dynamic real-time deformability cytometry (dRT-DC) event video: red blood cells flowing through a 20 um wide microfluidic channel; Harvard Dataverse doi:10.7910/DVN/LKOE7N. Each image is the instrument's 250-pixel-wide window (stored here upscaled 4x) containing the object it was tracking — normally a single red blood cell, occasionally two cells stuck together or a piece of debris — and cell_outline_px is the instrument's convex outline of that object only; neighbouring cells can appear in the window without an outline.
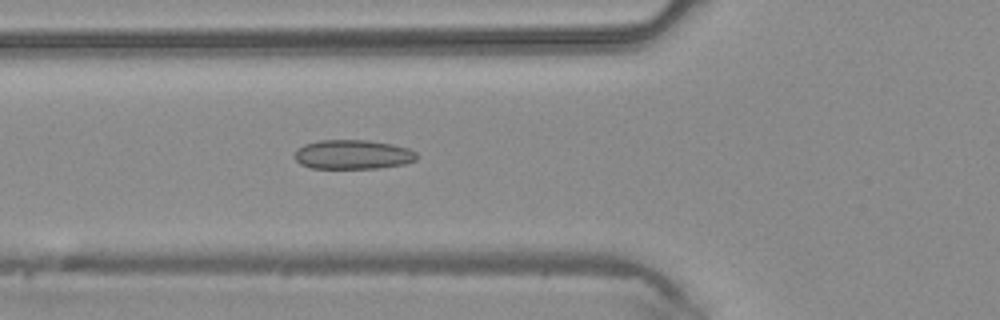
{"species": "common noctule bat (a hibernating species)", "species_latin": "Nyctalus noctula", "temperature_condition": "warm", "stored_images_in_passage": 32, "camera_frame_rate_fps": 3000, "um_per_image_px": 0.085, "animal": {"sex": "male", "body_mass_g": 20.4}, "frame": {"image": 1, "passage_image": 5, "time_ms": 1.333, "image_size_px": [1000, 320], "cell_outline_px": [[416, 160], [404, 164], [380, 168], [312, 168], [300, 164], [296, 160], [296, 148], [304, 144], [320, 140], [368, 140], [392, 144], [408, 148], [416, 152]], "centroid_in_image_um": [29.99, 13.13], "position_along_channel_um": 95.8, "area_um2": 20.87}}
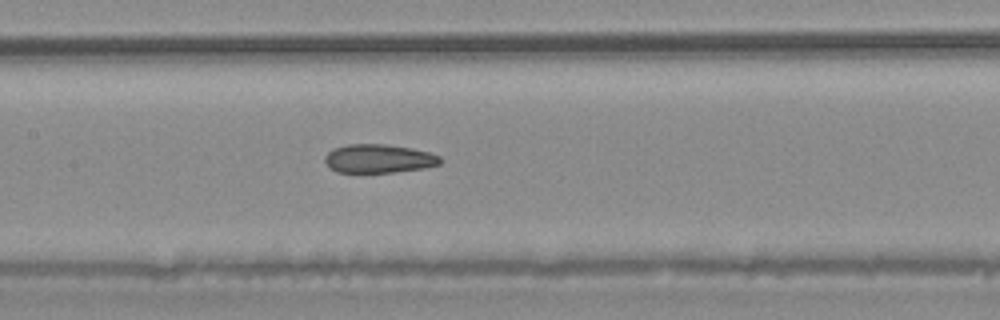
{"frame": {"image": 2, "passage_image": 10, "time_ms": 3.0, "image_size_px": [1000, 320], "cell_outline_px": [[444, 160], [440, 164], [424, 168], [396, 172], [336, 172], [324, 160], [324, 156], [332, 148], [348, 144], [384, 144], [412, 148], [428, 152], [440, 156]], "centroid_in_image_um": [32.21, 13.47], "position_along_channel_um": 175.2, "area_um2": 19.31}}
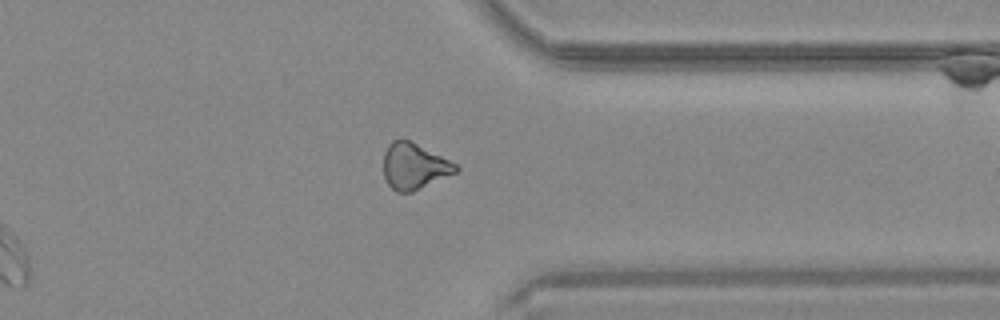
{"frame": {"image": 3, "passage_image": 23, "time_ms": 7.333, "image_size_px": [1000, 320], "cell_outline_px": [[460, 168], [456, 172], [412, 192], [396, 192], [388, 184], [384, 176], [384, 152], [388, 144], [392, 140], [408, 140], [456, 164]], "centroid_in_image_um": [35.17, 14.15], "position_along_channel_um": 376.2, "area_um2": 18.96}}